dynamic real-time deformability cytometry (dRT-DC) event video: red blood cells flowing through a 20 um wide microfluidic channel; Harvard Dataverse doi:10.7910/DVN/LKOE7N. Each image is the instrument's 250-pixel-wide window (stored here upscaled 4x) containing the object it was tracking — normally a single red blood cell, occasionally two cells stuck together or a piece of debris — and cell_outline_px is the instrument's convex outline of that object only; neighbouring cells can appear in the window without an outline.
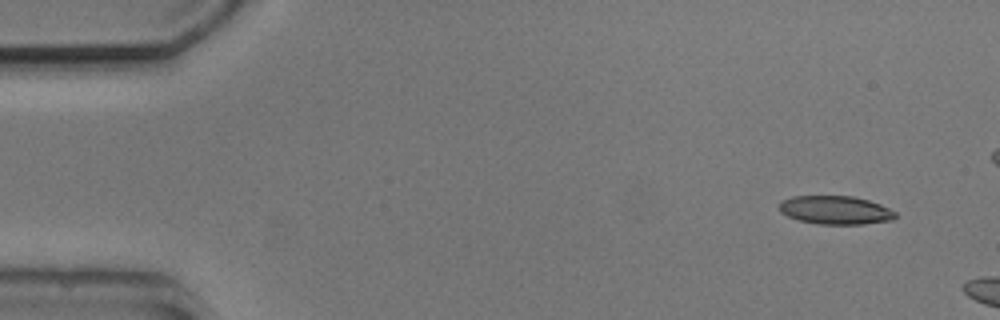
{"species": "common noctule bat (a hibernating species)", "species_latin": "Nyctalus noctula", "temperature_condition": "cold", "stored_images_in_passage": 2, "camera_frame_rate_fps": 3000, "um_per_image_px": 0.085, "animal": {"sex": "male", "body_mass_g": 20.5, "forearm_length_mm": 52.5}, "frame": {"image": 1, "passage_image": 1, "time_ms": 0.0, "image_size_px": [1000, 320], "cell_outline_px": [[896, 216], [892, 220], [864, 224], [820, 224], [800, 220], [788, 216], [780, 212], [780, 200], [792, 196], [852, 196], [868, 200], [880, 204], [896, 212]], "centroid_in_image_um": [71.01, 17.85], "position_along_channel_um": 14.0, "area_um2": 19.19}}